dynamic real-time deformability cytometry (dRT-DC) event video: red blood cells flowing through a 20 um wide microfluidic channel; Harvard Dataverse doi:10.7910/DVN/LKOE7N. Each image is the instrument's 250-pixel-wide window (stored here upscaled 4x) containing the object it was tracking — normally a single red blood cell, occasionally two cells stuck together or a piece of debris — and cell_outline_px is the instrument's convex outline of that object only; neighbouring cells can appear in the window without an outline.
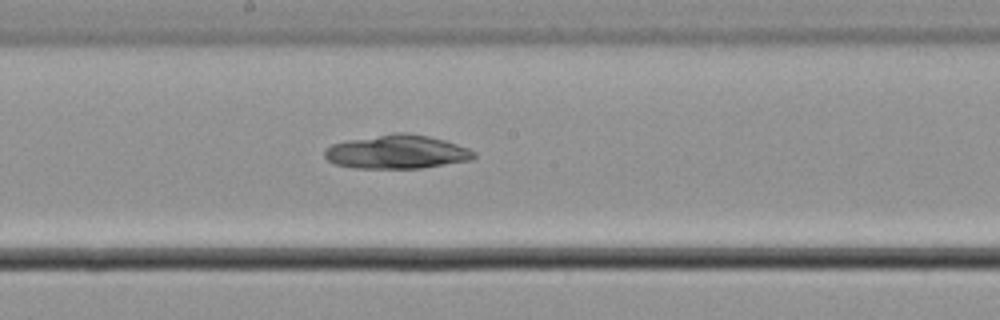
{"species": "common noctule bat (a hibernating species)", "species_latin": "Nyctalus noctula", "temperature_condition": "cold", "stored_images_in_passage": 10, "camera_frame_rate_fps": 3000, "um_per_image_px": 0.085, "animal": {"sex": "male", "body_mass_g": 21.5, "forearm_length_mm": 52.0}, "frame": {"image": 1, "passage_image": 10, "time_ms": 3.0, "image_size_px": [1000, 320], "cell_outline_px": [[476, 156], [472, 160], [420, 168], [352, 168], [336, 164], [328, 160], [324, 156], [324, 148], [332, 144], [348, 140], [392, 132], [408, 132], [428, 136], [444, 140], [468, 148], [476, 152]], "centroid_in_image_um": [33.73, 12.9], "position_along_channel_um": 214.5, "area_um2": 29.54}}